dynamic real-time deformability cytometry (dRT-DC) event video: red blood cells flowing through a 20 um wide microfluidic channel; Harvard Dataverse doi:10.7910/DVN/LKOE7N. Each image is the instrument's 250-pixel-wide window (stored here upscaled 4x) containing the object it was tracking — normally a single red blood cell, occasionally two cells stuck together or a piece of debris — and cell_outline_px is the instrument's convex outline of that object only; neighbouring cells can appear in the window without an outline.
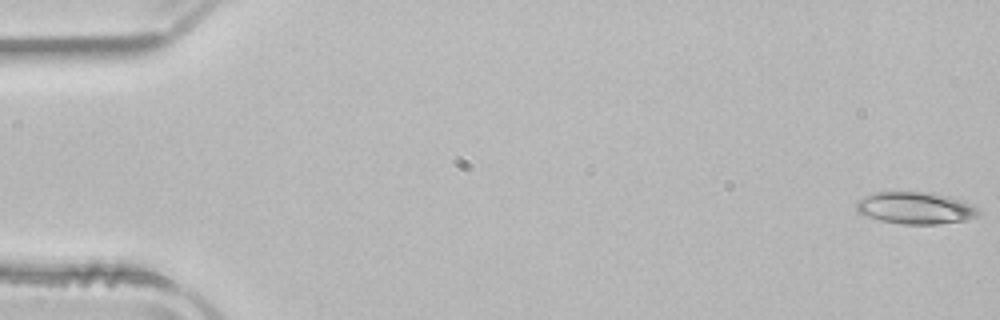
{"species": "common noctule bat (a hibernating species)", "species_latin": "Nyctalus noctula", "temperature_condition": "room temperature", "stored_images_in_passage": 52, "camera_frame_rate_fps": 3000, "um_per_image_px": 0.085, "animal": {"sex": "male", "body_mass_g": 21.5, "forearm_length_mm": 52.0}, "frame": {"image": 1, "passage_image": 1, "time_ms": 0.0, "image_size_px": [1000, 320], "cell_outline_px": [[984, 212], [976, 216], [964, 220], [936, 224], [904, 224], [880, 220], [864, 216], [856, 212], [856, 200], [864, 196], [876, 192], [932, 192], [964, 200], [980, 208]], "centroid_in_image_um": [77.83, 17.67], "position_along_channel_um": 7.2, "area_um2": 23.12}}
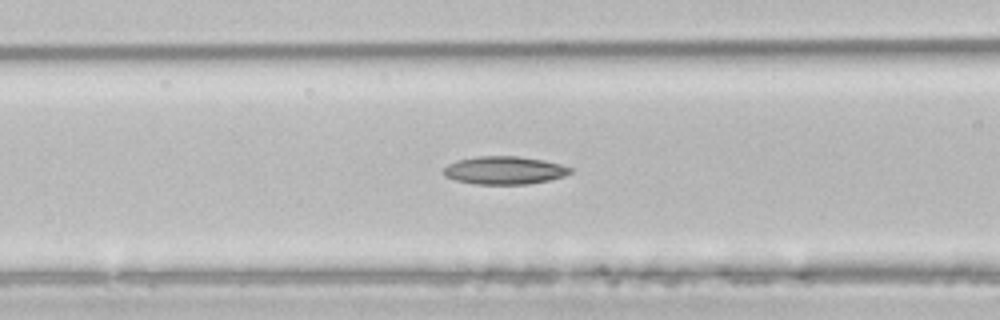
{"frame": {"image": 2, "passage_image": 21, "time_ms": 6.667, "image_size_px": [1000, 320], "cell_outline_px": [[572, 172], [564, 176], [548, 180], [528, 184], [476, 184], [456, 180], [444, 176], [444, 168], [448, 164], [456, 160], [476, 156], [516, 156], [544, 160], [560, 164], [572, 168]], "centroid_in_image_um": [42.86, 14.47], "position_along_channel_um": 123.7, "area_um2": 20.63}}
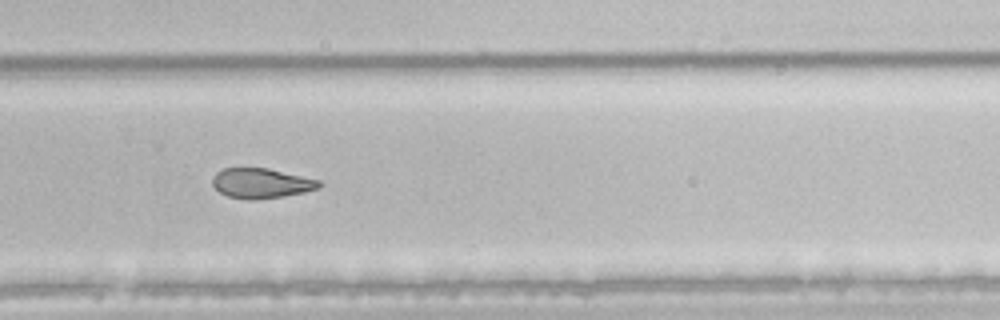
{"frame": {"image": 3, "passage_image": 35, "time_ms": 11.333, "image_size_px": [1000, 320], "cell_outline_px": [[324, 184], [320, 188], [304, 192], [284, 196], [252, 200], [248, 200], [228, 196], [220, 192], [212, 184], [212, 176], [216, 172], [224, 168], [268, 168], [320, 180]], "centroid_in_image_um": [22.22, 15.57], "position_along_channel_um": 307.6, "area_um2": 18.73}, "authors_computed_cell_mechanics": {"area_um2": 21.0392, "velocity_mm_per_s": 3.9503, "shape_relaxation_time_tau1_ms": null, "shape_relaxation_time_tau2_ms": 5.3764, "deformation_change_tau1": null, "deformation_change_tau2": 0.1386}}